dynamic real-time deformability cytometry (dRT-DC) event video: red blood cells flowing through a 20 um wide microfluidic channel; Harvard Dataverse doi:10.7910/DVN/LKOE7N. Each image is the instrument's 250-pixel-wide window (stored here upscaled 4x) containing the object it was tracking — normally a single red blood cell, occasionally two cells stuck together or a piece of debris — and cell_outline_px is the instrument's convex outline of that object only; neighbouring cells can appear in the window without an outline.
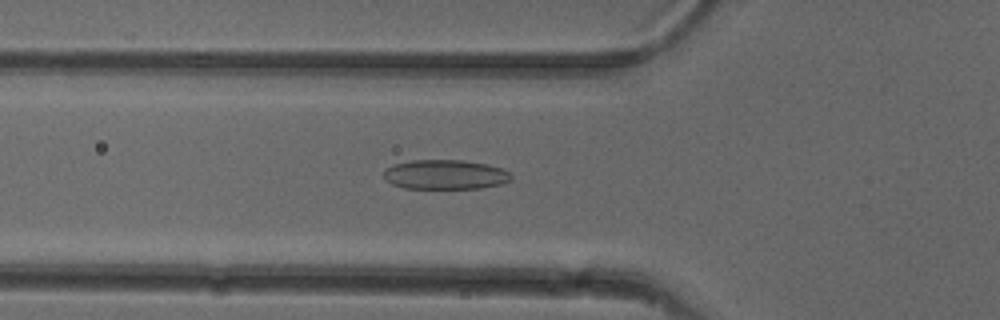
{"species": "common noctule bat (a hibernating species)", "species_latin": "Nyctalus noctula", "temperature_condition": "cold", "stored_images_in_passage": 48, "camera_frame_rate_fps": 3000, "um_per_image_px": 0.085, "animal": {"sex": "female"}, "frame": {"image": 1, "passage_image": 15, "time_ms": 4.667, "image_size_px": [1000, 320], "cell_outline_px": [[512, 180], [500, 184], [480, 188], [404, 188], [392, 184], [384, 180], [384, 168], [392, 164], [412, 160], [464, 160], [488, 164], [500, 168], [508, 172], [512, 176]], "centroid_in_image_um": [37.8, 14.83], "position_along_channel_um": 88.0, "area_um2": 22.08}}
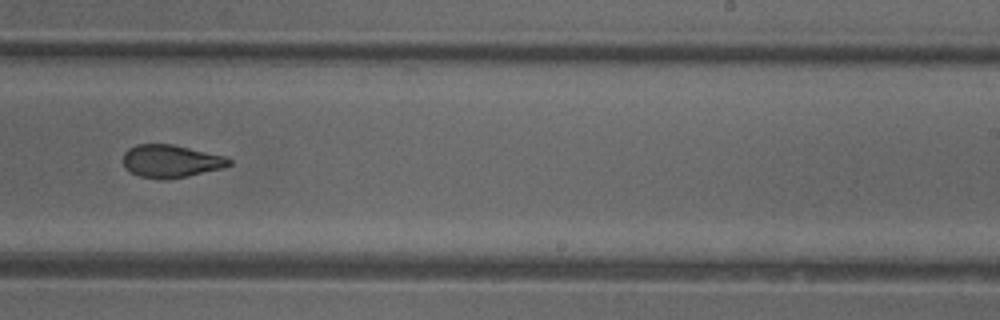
{"frame": {"image": 2, "passage_image": 29, "time_ms": 9.333, "image_size_px": [1000, 320], "cell_outline_px": [[232, 164], [224, 168], [188, 176], [164, 180], [140, 176], [124, 168], [124, 152], [128, 148], [136, 144], [172, 144], [228, 156], [232, 160]], "centroid_in_image_um": [14.57, 13.69], "position_along_channel_um": 274.4, "area_um2": 20.46}}
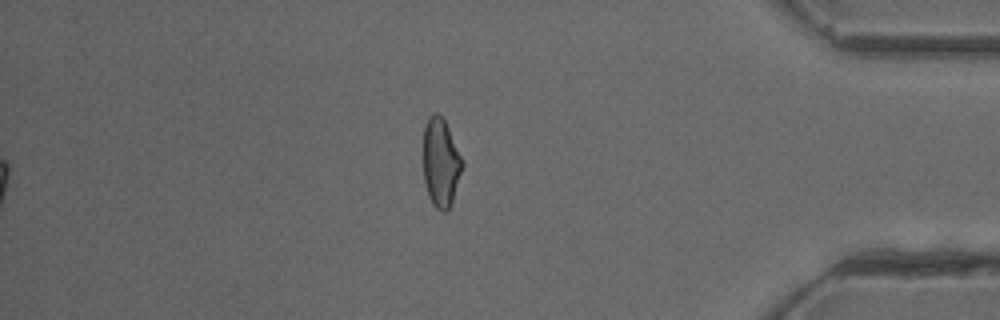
{"frame": {"image": 3, "passage_image": 41, "time_ms": 13.333, "image_size_px": [1000, 320], "cell_outline_px": [[464, 164], [452, 204], [444, 212], [440, 212], [432, 204], [428, 196], [424, 180], [424, 128], [428, 116], [432, 112], [436, 112], [444, 120], [464, 160]], "centroid_in_image_um": [37.48, 13.84], "position_along_channel_um": 397.7, "area_um2": 20.35}, "authors_computed_cell_mechanics": {"area_um2": 21.0103, "velocity_mm_per_s": 3.983, "shape_relaxation_time_tau1_ms": null, "shape_relaxation_time_tau2_ms": 2.3138, "deformation_change_tau1": null, "deformation_change_tau2": 0.097}}